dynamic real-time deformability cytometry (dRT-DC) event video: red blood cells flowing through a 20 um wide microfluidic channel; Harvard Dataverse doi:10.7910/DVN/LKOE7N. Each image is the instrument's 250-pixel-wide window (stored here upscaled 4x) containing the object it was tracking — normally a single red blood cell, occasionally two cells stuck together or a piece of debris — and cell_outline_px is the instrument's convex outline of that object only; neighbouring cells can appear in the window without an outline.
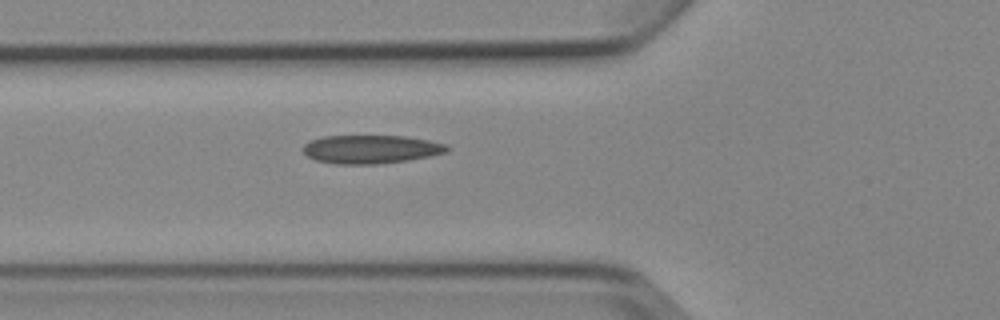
{"species": "Egyptian fruit bat (a non-hibernating species)", "species_latin": "Rousettus aegyptiacus", "temperature_condition": "cold", "stored_images_in_passage": 2, "camera_frame_rate_fps": 3000, "um_per_image_px": 0.085, "animal": {"sex": "female"}, "frame": {"image": 1, "passage_image": 2, "time_ms": 1.0, "image_size_px": [1000, 320], "cell_outline_px": [[452, 148], [448, 152], [408, 160], [376, 164], [336, 164], [316, 160], [308, 156], [304, 152], [304, 144], [308, 140], [324, 136], [404, 136], [428, 140], [448, 144]], "centroid_in_image_um": [31.55, 12.68], "position_along_channel_um": 94.2, "area_um2": 23.93}}